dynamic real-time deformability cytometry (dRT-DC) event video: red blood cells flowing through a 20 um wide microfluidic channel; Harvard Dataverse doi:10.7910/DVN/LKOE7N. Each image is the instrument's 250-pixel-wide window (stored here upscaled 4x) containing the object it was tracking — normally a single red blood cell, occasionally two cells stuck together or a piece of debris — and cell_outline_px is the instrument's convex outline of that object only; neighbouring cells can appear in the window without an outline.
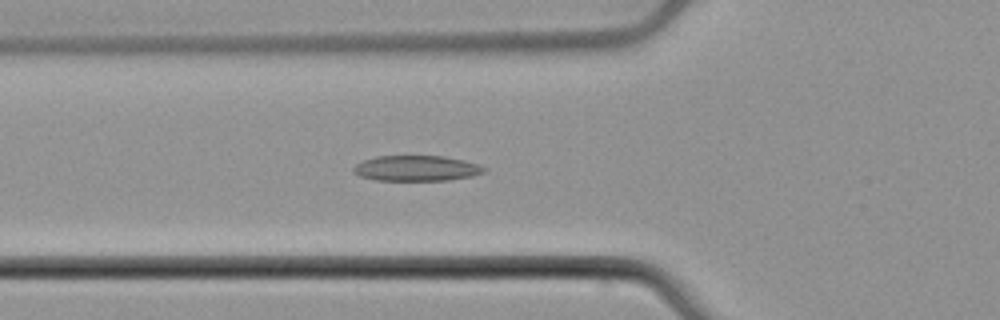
{"species": "common noctule bat (a hibernating species)", "species_latin": "Nyctalus noctula", "temperature_condition": "cold", "stored_images_in_passage": 52, "camera_frame_rate_fps": 3000, "um_per_image_px": 0.085, "animal": {"sex": "male", "body_mass_g": 21.5, "forearm_length_mm": 52.0}, "frame": {"image": 1, "passage_image": 17, "time_ms": 5.333, "image_size_px": [1000, 320], "cell_outline_px": [[488, 168], [484, 172], [472, 176], [448, 180], [376, 180], [360, 176], [352, 172], [352, 168], [356, 164], [364, 160], [376, 156], [444, 156], [464, 160]], "centroid_in_image_um": [35.38, 14.3], "position_along_channel_um": 90.4, "area_um2": 19.36}}
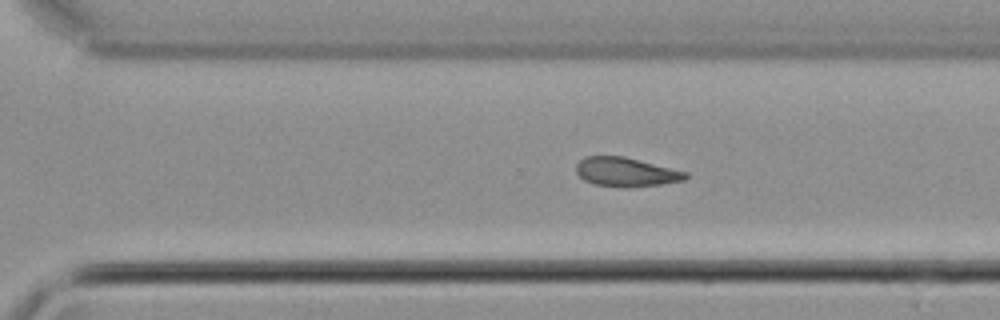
{"frame": {"image": 2, "passage_image": 35, "time_ms": 11.333, "image_size_px": [1000, 320], "cell_outline_px": [[688, 176], [684, 180], [660, 184], [628, 188], [620, 188], [592, 184], [584, 180], [576, 172], [576, 164], [584, 156], [624, 156], [688, 172]], "centroid_in_image_um": [53.18, 14.63], "position_along_channel_um": 317.4, "area_um2": 18.73}}
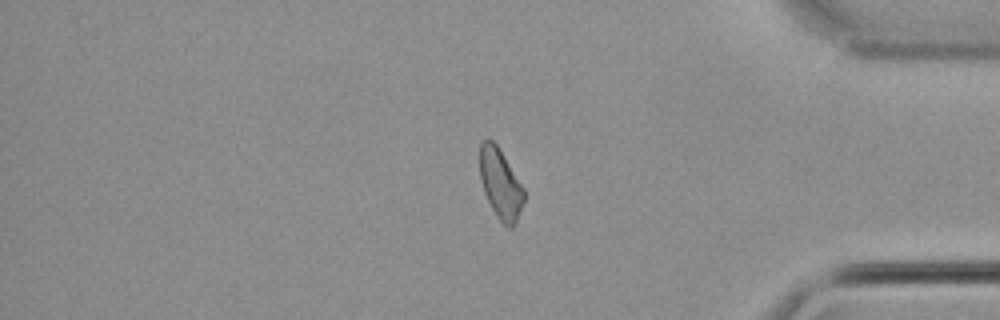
{"frame": {"image": 3, "passage_image": 43, "time_ms": 14.0, "image_size_px": [1000, 320], "cell_outline_px": [[524, 200], [516, 220], [512, 228], [508, 228], [496, 216], [484, 192], [480, 180], [480, 144], [484, 140], [492, 140], [496, 144], [524, 188]], "centroid_in_image_um": [42.53, 15.63], "position_along_channel_um": 392.7, "area_um2": 17.63}, "authors_computed_cell_mechanics": {"area_um2": 19.0162, "velocity_mm_per_s": 3.7815, "shape_relaxation_time_tau1_ms": null, "shape_relaxation_time_tau2_ms": 3.1567, "deformation_change_tau1": null, "deformation_change_tau2": 0.0718}}